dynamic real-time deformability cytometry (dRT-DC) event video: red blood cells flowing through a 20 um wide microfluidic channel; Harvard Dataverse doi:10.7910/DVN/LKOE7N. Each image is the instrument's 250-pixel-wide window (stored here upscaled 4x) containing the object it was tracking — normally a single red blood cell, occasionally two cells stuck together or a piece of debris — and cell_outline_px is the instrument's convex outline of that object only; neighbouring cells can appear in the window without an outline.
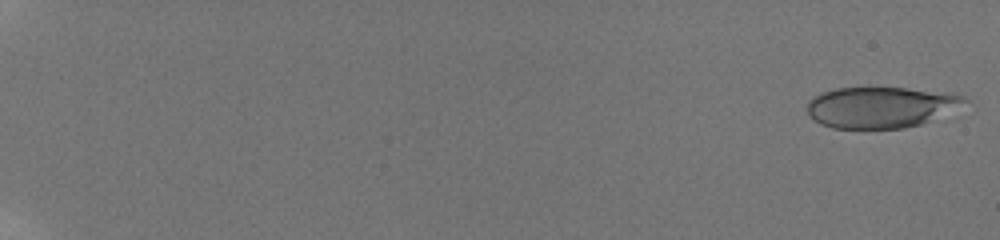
{"species": "human", "species_latin": "Homo sapiens", "temperature_condition": "room temperature", "stored_images_in_passage": 59, "camera_frame_rate_fps": 3000, "um_per_image_px": 0.085, "donor": {"sex": "male"}, "frame": {"image": 1, "passage_image": 1, "time_ms": 0.0, "image_size_px": [1000, 240], "cell_outline_px": [[968, 104], [920, 124], [904, 128], [832, 128], [820, 124], [808, 116], [808, 100], [812, 96], [820, 92], [836, 88], [908, 88], [952, 92], [964, 96], [968, 100]], "centroid_in_image_um": [74.87, 9.1], "position_along_channel_um": 10.1, "area_um2": 37.97}}
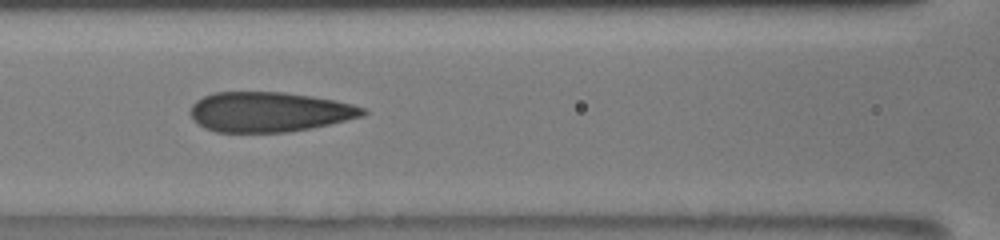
{"frame": {"image": 2, "passage_image": 27, "time_ms": 9.667, "image_size_px": [1000, 240], "cell_outline_px": [[368, 112], [364, 116], [312, 128], [288, 132], [216, 132], [204, 128], [192, 120], [188, 112], [192, 104], [196, 100], [204, 96], [216, 92], [284, 92], [312, 96], [352, 104], [364, 108]], "centroid_in_image_um": [22.85, 9.52], "position_along_channel_um": 143.8, "area_um2": 40.34}}
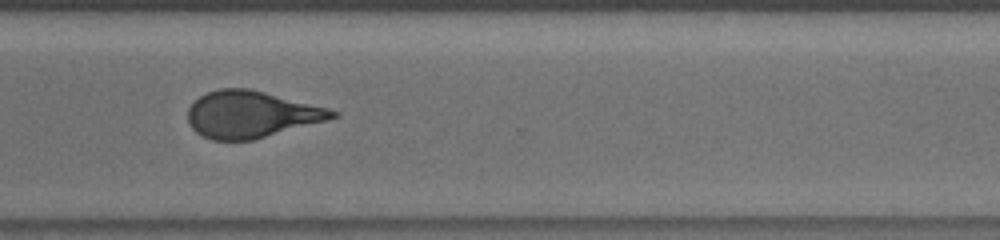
{"frame": {"image": 3, "passage_image": 51, "time_ms": 15.0, "image_size_px": [1000, 240], "cell_outline_px": [[340, 116], [328, 120], [252, 140], [212, 140], [196, 132], [192, 128], [188, 120], [188, 108], [200, 96], [208, 92], [220, 88], [248, 88], [328, 108], [340, 112]], "centroid_in_image_um": [21.36, 9.72], "position_along_channel_um": 349.2, "area_um2": 39.07}, "authors_computed_cell_mechanics": {"area_um2": 40.0554, "velocity_mm_per_s": 3.8492, "shape_relaxation_time_tau1_ms": 4.8606, "shape_relaxation_time_tau2_ms": 0.9998, "deformation_change_tau1": 0.1712, "deformation_change_tau2": 0.0927}}